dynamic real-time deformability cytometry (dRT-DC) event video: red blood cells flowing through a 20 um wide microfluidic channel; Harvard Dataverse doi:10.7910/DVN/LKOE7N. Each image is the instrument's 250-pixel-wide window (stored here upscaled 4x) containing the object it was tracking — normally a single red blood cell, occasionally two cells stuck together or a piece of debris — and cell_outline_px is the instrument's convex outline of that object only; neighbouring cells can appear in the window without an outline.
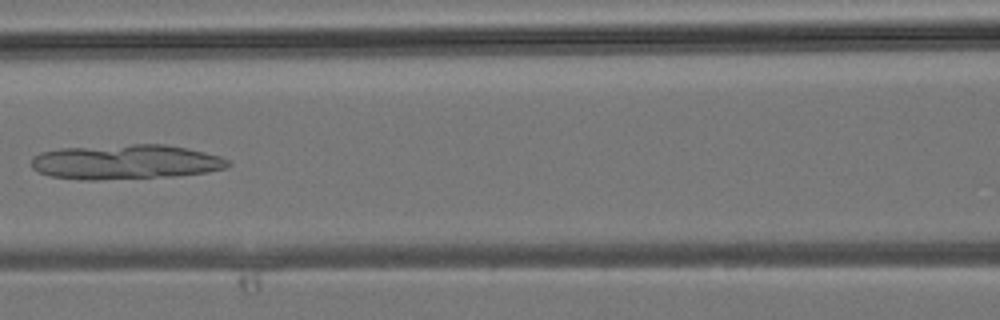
{"species": "common noctule bat (a hibernating species)", "species_latin": "Nyctalus noctula", "temperature_condition": "room temperature", "stored_images_in_passage": 37, "camera_frame_rate_fps": 3000, "um_per_image_px": 0.085, "animal": {"sex": "male", "body_mass_g": 19.2, "forearm_length_mm": 51.8}, "frame": {"image": 1, "passage_image": 16, "time_ms": 5.0, "image_size_px": [1000, 320], "cell_outline_px": [[232, 164], [228, 168], [208, 172], [172, 176], [100, 180], [84, 180], [52, 176], [40, 172], [32, 168], [32, 156], [40, 152], [60, 148], [132, 144], [164, 144], [188, 148], [220, 156], [228, 160]], "centroid_in_image_um": [10.7, 13.76], "position_along_channel_um": 155.9, "area_um2": 40.0}}
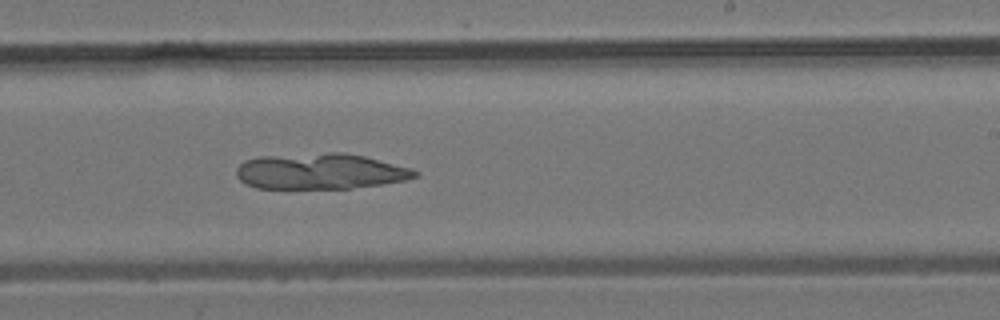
{"frame": {"image": 2, "passage_image": 22, "time_ms": 7.0, "image_size_px": [1000, 320], "cell_outline_px": [[420, 176], [404, 180], [380, 184], [348, 188], [256, 188], [244, 184], [236, 176], [236, 168], [244, 160], [260, 156], [328, 152], [344, 152], [364, 156], [412, 168], [420, 172]], "centroid_in_image_um": [27.21, 14.55], "position_along_channel_um": 261.8, "area_um2": 37.4}}
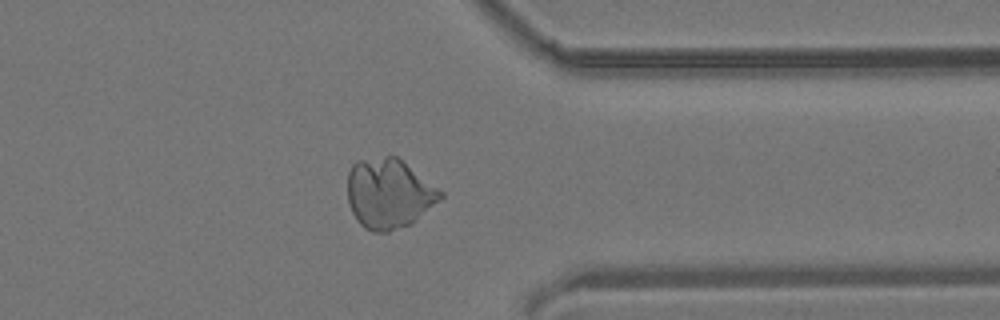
{"frame": {"image": 3, "passage_image": 29, "time_ms": 9.333, "image_size_px": [1000, 320], "cell_outline_px": [[444, 196], [412, 224], [388, 232], [372, 232], [364, 228], [356, 220], [348, 204], [348, 172], [352, 164], [356, 160], [388, 156], [396, 156], [444, 192]], "centroid_in_image_um": [33.04, 16.47], "position_along_channel_um": 378.4, "area_um2": 37.97}}